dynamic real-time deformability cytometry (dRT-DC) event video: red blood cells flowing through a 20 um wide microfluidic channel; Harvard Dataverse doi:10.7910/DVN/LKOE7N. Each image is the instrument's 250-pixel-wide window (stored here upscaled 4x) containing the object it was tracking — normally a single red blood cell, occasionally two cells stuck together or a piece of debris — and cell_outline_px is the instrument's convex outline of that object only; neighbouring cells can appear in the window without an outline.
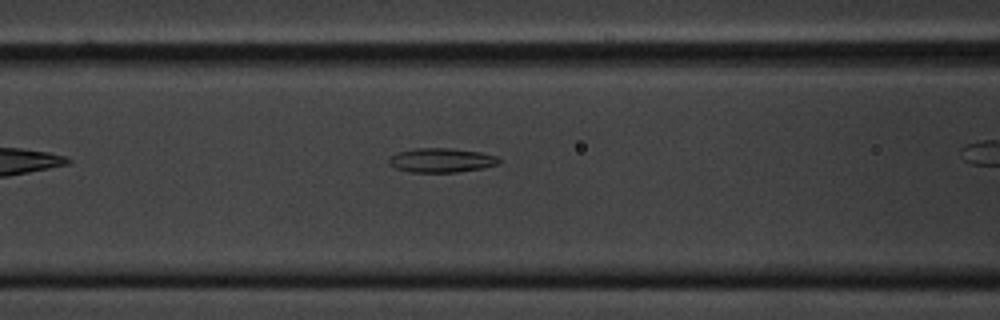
{"species": "common noctule bat (a hibernating species)", "species_latin": "Nyctalus noctula", "temperature_condition": "cold", "stored_images_in_passage": 28, "camera_frame_rate_fps": 3000, "um_per_image_px": 0.085, "animal": {"sex": "male", "body_mass_g": 20.1, "forearm_length_mm": 53.5}, "frame": {"image": 1, "passage_image": 5, "time_ms": 1.333, "image_size_px": [1000, 320], "cell_outline_px": [[500, 164], [484, 168], [456, 172], [408, 172], [396, 168], [388, 164], [388, 160], [396, 152], [416, 148], [452, 148], [480, 152], [496, 156], [500, 160]], "centroid_in_image_um": [37.51, 13.62], "position_along_channel_um": 129.1, "area_um2": 15.66}}
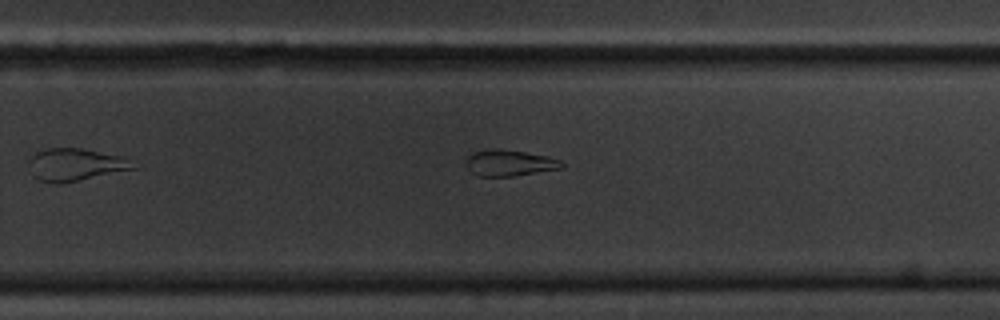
{"frame": {"image": 2, "passage_image": 19, "time_ms": 6.0, "image_size_px": [1000, 320], "cell_outline_px": [[564, 164], [560, 168], [512, 176], [480, 176], [472, 172], [468, 168], [468, 156], [472, 152], [492, 148], [500, 148], [548, 156], [560, 160]], "centroid_in_image_um": [43.3, 13.83], "position_along_channel_um": 286.5, "area_um2": 14.33}}
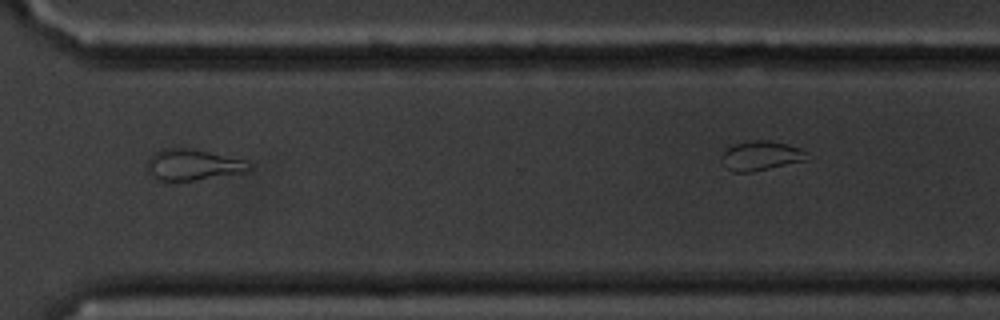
{"frame": {"image": 3, "passage_image": 25, "time_ms": 8.0, "image_size_px": [1000, 320], "cell_outline_px": [[252, 168], [244, 172], [196, 180], [160, 180], [152, 176], [148, 172], [148, 160], [156, 152], [164, 148], [192, 148], [244, 160], [252, 164]], "centroid_in_image_um": [16.42, 14.0], "position_along_channel_um": 354.2, "area_um2": 18.15}}